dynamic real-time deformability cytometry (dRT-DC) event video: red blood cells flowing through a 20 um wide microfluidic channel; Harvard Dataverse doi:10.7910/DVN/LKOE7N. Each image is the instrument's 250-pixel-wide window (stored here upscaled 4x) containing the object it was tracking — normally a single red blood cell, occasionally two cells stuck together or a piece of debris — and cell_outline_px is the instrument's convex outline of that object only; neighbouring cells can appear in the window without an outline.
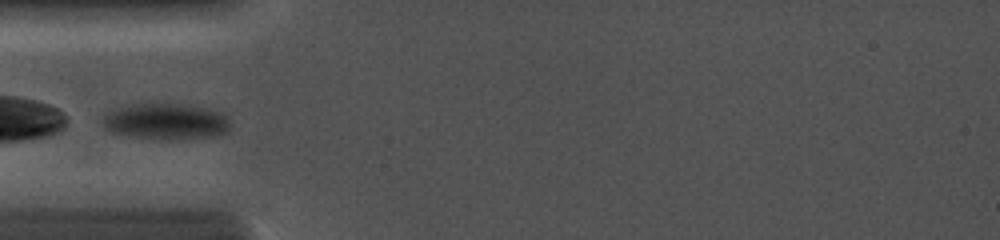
{"species": "common noctule bat (a hibernating species)", "species_latin": "Nyctalus noctula", "temperature_condition": "cold", "stored_images_in_passage": 24, "camera_frame_rate_fps": 5000, "um_per_image_px": 0.085, "animal": {"sex": "female", "body_mass_g": 19.0, "forearm_length_mm": 56.7}, "frame": {"image": 1, "passage_image": 1, "time_ms": 0.0, "image_size_px": [1000, 240], "cell_outline_px": [[228, 132], [212, 136], [168, 140], [136, 136], [112, 132], [104, 128], [104, 116], [112, 108], [144, 100], [152, 100], [208, 108], [220, 112], [228, 116]], "centroid_in_image_um": [14.06, 10.26], "position_along_channel_um": 70.9, "area_um2": 27.51}}
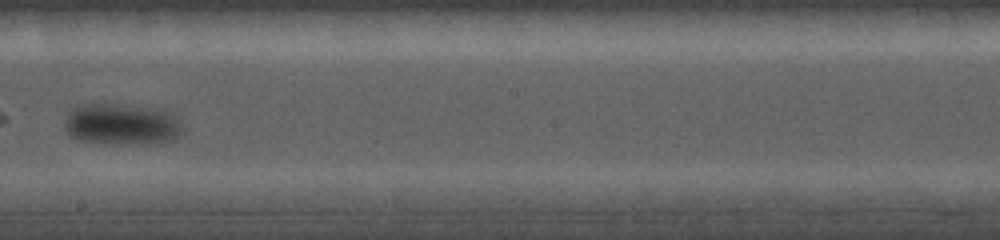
{"frame": {"image": 2, "passage_image": 17, "time_ms": 4.0, "image_size_px": [1000, 240], "cell_outline_px": [[184, 132], [172, 140], [156, 144], [116, 144], [80, 140], [72, 136], [64, 128], [64, 120], [68, 112], [76, 104], [108, 104], [160, 108], [176, 116]], "centroid_in_image_um": [10.35, 10.56], "position_along_channel_um": 237.8, "area_um2": 28.78}}
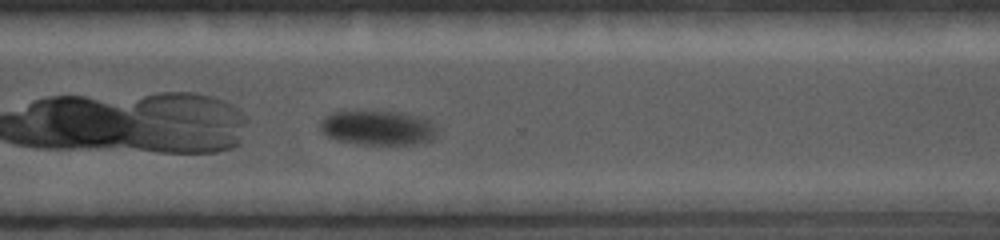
{"frame": {"image": 3, "passage_image": 22, "time_ms": 6.4, "image_size_px": [1000, 240], "cell_outline_px": [[436, 136], [432, 140], [420, 144], [360, 144], [336, 140], [328, 136], [320, 128], [320, 124], [324, 116], [332, 112], [392, 112], [416, 116], [432, 120], [436, 124]], "centroid_in_image_um": [32.16, 10.88], "position_along_channel_um": 338.4, "area_um2": 23.41}}